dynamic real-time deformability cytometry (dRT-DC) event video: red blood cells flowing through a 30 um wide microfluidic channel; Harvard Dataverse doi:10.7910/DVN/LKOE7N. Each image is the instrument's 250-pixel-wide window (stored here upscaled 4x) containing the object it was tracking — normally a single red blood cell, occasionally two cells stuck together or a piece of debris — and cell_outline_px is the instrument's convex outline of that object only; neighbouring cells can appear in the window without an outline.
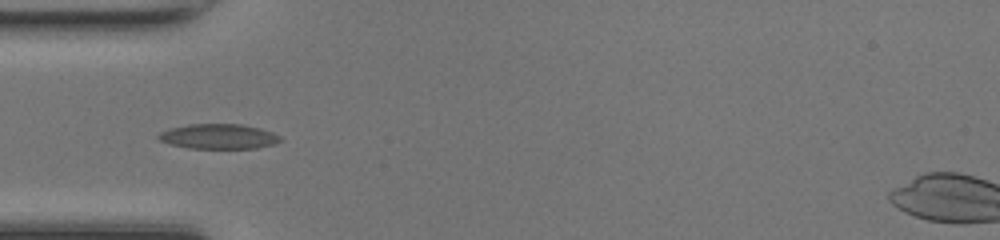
{"species": "common noctule bat (a hibernating species)", "species_latin": "Nyctalus noctula", "temperature_condition": "room temperature", "stored_images_in_passage": 34, "camera_frame_rate_fps": 3000, "um_per_image_px": 0.085, "animal": {"sex": "female", "body_mass_g": 17.0, "forearm_length_mm": 48.0}, "frame": {"image": 1, "passage_image": 1, "time_ms": 0.0, "image_size_px": [1000, 240], "cell_outline_px": [[284, 140], [276, 144], [256, 148], [188, 148], [172, 144], [160, 140], [156, 136], [160, 132], [168, 128], [188, 124], [240, 124], [260, 128], [272, 132], [280, 136]], "centroid_in_image_um": [18.61, 11.59], "position_along_channel_um": 66.4, "area_um2": 17.8}}
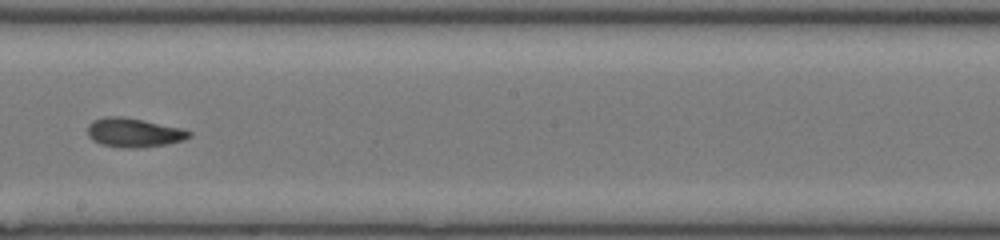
{"frame": {"image": 2, "passage_image": 13, "time_ms": 4.0, "image_size_px": [1000, 240], "cell_outline_px": [[192, 136], [184, 140], [168, 144], [136, 148], [120, 148], [100, 144], [92, 140], [88, 136], [88, 124], [92, 120], [104, 116], [120, 116], [180, 128], [192, 132]], "centroid_in_image_um": [11.34, 11.28], "position_along_channel_um": 236.9, "area_um2": 17.22}}
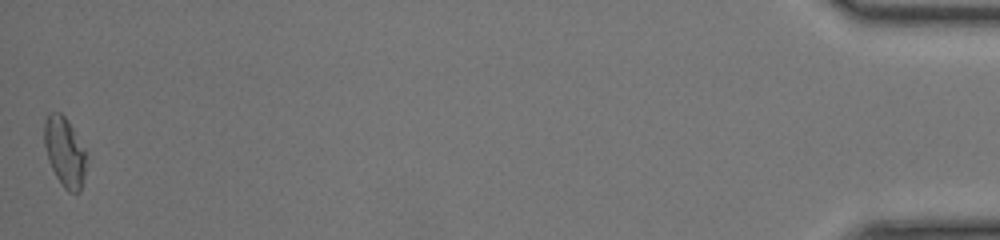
{"frame": {"image": 3, "passage_image": 34, "time_ms": 11.0, "image_size_px": [1000, 240], "cell_outline_px": [[84, 176], [80, 192], [68, 192], [64, 188], [56, 176], [48, 160], [44, 144], [44, 120], [48, 112], [60, 112], [68, 120], [84, 148]], "centroid_in_image_um": [5.46, 12.88], "position_along_channel_um": 429.7, "area_um2": 16.82}, "authors_computed_cell_mechanics": {"area_um2": 16.6464, "velocity_mm_per_s": 4.2468, "shape_relaxation_time_tau1_ms": 7.3821, "shape_relaxation_time_tau2_ms": 2.4072, "deformation_change_tau1": 0.2073, "deformation_change_tau2": 0.0909}}